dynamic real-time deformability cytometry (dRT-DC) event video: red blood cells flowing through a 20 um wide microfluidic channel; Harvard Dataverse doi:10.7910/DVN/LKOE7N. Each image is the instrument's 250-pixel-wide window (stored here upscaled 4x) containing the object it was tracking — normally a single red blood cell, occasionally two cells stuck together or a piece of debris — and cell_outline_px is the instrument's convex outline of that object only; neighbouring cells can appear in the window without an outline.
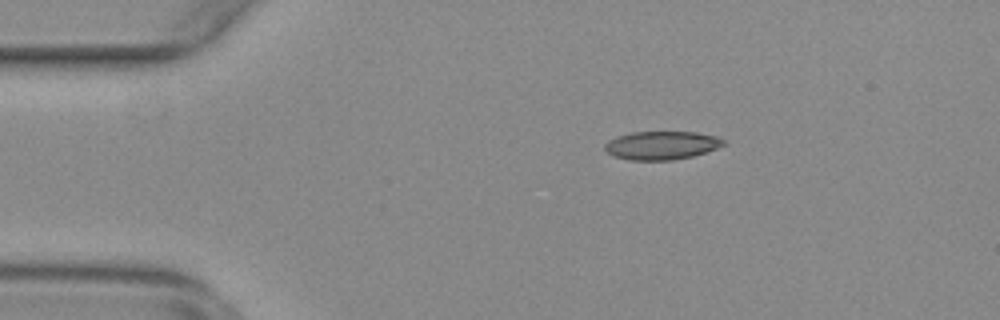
{"species": "common noctule bat (a hibernating species)", "species_latin": "Nyctalus noctula", "temperature_condition": "warm", "stored_images_in_passage": 48, "camera_frame_rate_fps": 3000, "um_per_image_px": 0.085, "animal": {"sex": "female", "body_mass_g": 29.2, "forearm_length_mm": 56.3}, "frame": {"image": 1, "passage_image": 9, "time_ms": 2.667, "image_size_px": [1000, 320], "cell_outline_px": [[724, 144], [716, 148], [692, 156], [672, 160], [628, 160], [612, 156], [604, 148], [604, 144], [608, 140], [616, 136], [632, 132], [696, 132], [716, 136], [724, 140]], "centroid_in_image_um": [56.18, 12.35], "position_along_channel_um": 28.8, "area_um2": 19.59}}
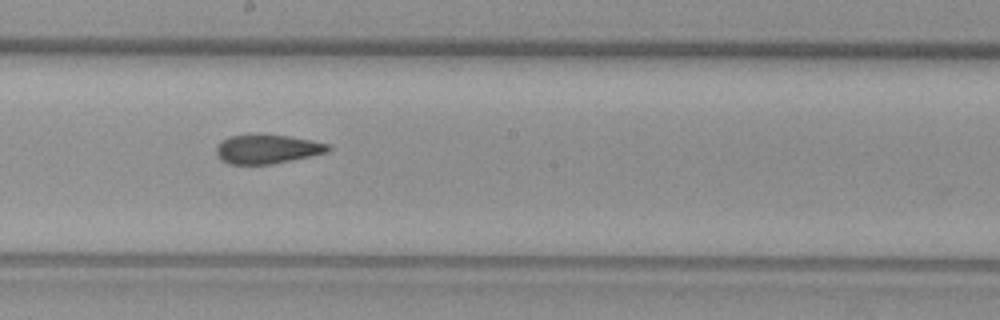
{"frame": {"image": 2, "passage_image": 29, "time_ms": 9.333, "image_size_px": [1000, 320], "cell_outline_px": [[332, 148], [328, 152], [272, 164], [228, 164], [220, 160], [216, 152], [216, 148], [220, 140], [228, 136], [288, 136], [328, 144]], "centroid_in_image_um": [22.68, 12.7], "position_along_channel_um": 225.5, "area_um2": 18.5}}
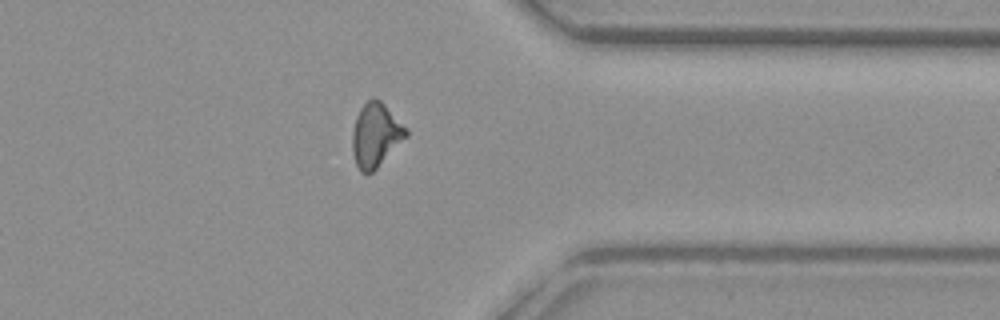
{"frame": {"image": 3, "passage_image": 42, "time_ms": 13.667, "image_size_px": [1000, 320], "cell_outline_px": [[408, 136], [372, 172], [360, 172], [356, 164], [352, 152], [352, 132], [356, 116], [360, 108], [372, 96], [376, 96], [408, 128]], "centroid_in_image_um": [31.94, 11.45], "position_along_channel_um": 379.5, "area_um2": 20.06}, "authors_computed_cell_mechanics": {"area_um2": 19.7676, "velocity_mm_per_s": 3.7789, "shape_relaxation_time_tau1_ms": null, "shape_relaxation_time_tau2_ms": 2.4851, "deformation_change_tau1": null, "deformation_change_tau2": 0.0955}}